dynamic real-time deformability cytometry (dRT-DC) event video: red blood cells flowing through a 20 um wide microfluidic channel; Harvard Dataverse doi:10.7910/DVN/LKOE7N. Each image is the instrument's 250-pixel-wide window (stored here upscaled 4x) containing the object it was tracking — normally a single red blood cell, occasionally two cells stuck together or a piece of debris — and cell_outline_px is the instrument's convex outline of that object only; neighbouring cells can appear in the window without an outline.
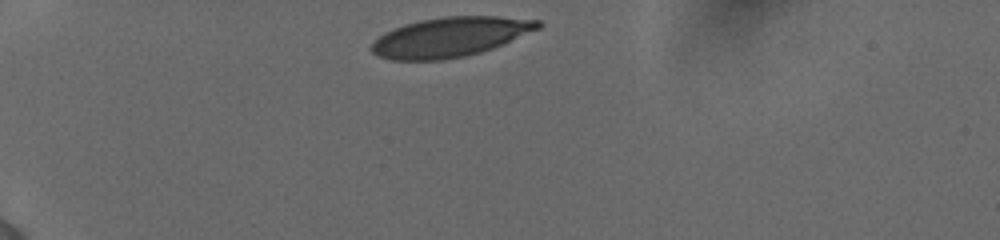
{"species": "human", "species_latin": "Homo sapiens", "temperature_condition": "cold", "stored_images_in_passage": 3, "camera_frame_rate_fps": 3000, "um_per_image_px": 0.085, "donor": {"sex": "female"}, "frame": {"image": 1, "passage_image": 1, "time_ms": 0.0, "image_size_px": [1000, 240], "cell_outline_px": [[544, 24], [540, 28], [492, 48], [480, 52], [464, 56], [440, 60], [392, 60], [380, 56], [372, 52], [372, 44], [380, 36], [404, 24], [420, 20], [444, 16], [500, 16], [540, 20]], "centroid_in_image_um": [38.31, 3.13], "position_along_channel_um": 46.7, "area_um2": 38.03}}
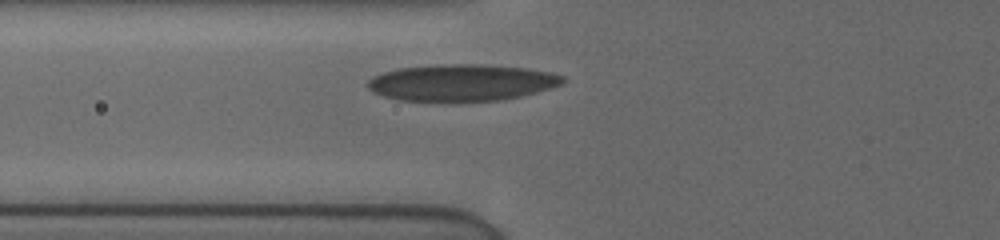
{"frame": {"image": 2, "passage_image": 3, "time_ms": 2.333, "image_size_px": [1000, 240], "cell_outline_px": [[564, 80], [560, 84], [536, 92], [520, 96], [496, 100], [396, 100], [372, 92], [368, 88], [368, 80], [372, 76], [396, 68], [436, 64], [484, 64], [528, 68], [552, 72], [564, 76]], "centroid_in_image_um": [39.21, 6.99], "position_along_channel_um": 86.6, "area_um2": 41.44}}